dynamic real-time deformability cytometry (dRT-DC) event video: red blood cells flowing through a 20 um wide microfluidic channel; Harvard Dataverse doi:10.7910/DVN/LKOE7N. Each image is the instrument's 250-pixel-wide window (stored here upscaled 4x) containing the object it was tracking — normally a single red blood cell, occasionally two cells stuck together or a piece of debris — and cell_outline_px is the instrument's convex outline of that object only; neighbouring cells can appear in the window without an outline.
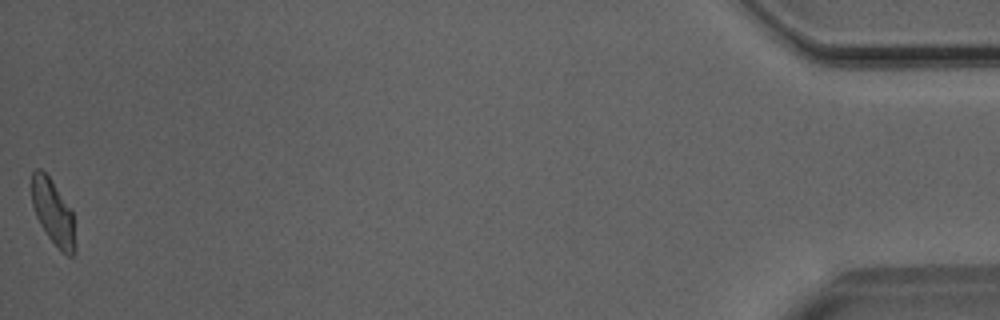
{"species": "Egyptian fruit bat (a non-hibernating species)", "species_latin": "Rousettus aegyptiacus", "temperature_condition": "room temperature", "stored_images_in_passage": 35, "camera_frame_rate_fps": 3000, "um_per_image_px": 0.085, "animal": {"sex": "male"}, "frame": {"image": 1, "passage_image": 35, "time_ms": 11.333, "image_size_px": [1000, 320], "cell_outline_px": [[76, 252], [72, 256], [68, 256], [60, 252], [48, 236], [40, 224], [36, 216], [32, 204], [32, 172], [36, 168], [40, 168], [48, 176], [72, 212], [76, 248]], "centroid_in_image_um": [4.51, 18.11], "position_along_channel_um": 430.7, "area_um2": 16.3}}